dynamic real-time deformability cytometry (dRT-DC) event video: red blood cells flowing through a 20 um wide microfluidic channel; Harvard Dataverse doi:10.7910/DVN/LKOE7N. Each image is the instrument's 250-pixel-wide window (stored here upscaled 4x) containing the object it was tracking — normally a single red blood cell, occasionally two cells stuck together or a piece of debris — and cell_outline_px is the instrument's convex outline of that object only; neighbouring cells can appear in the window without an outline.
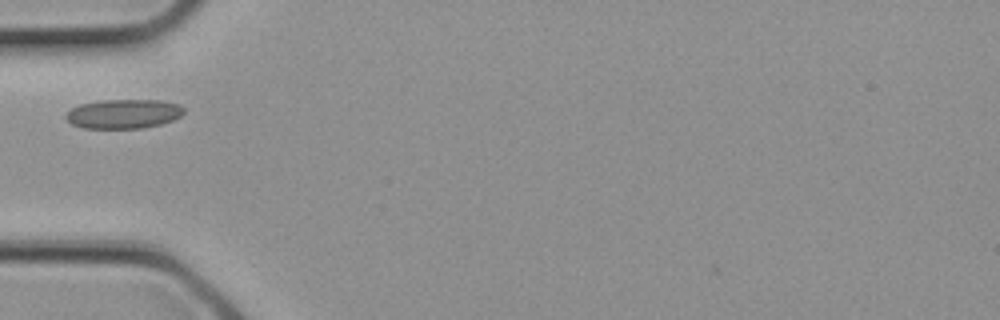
{"species": "common noctule bat (a hibernating species)", "species_latin": "Nyctalus noctula", "temperature_condition": "cold", "stored_images_in_passage": 3, "camera_frame_rate_fps": 3000, "um_per_image_px": 0.085, "animal": {"sex": "female", "body_mass_g": 21.9}, "frame": {"image": 1, "passage_image": 3, "time_ms": 0.667, "image_size_px": [1000, 320], "cell_outline_px": [[184, 112], [180, 116], [172, 120], [160, 124], [144, 128], [84, 128], [72, 124], [64, 116], [72, 108], [80, 104], [100, 100], [160, 100], [180, 104], [184, 108]], "centroid_in_image_um": [10.51, 9.67], "position_along_channel_um": 74.5, "area_um2": 20.11}}